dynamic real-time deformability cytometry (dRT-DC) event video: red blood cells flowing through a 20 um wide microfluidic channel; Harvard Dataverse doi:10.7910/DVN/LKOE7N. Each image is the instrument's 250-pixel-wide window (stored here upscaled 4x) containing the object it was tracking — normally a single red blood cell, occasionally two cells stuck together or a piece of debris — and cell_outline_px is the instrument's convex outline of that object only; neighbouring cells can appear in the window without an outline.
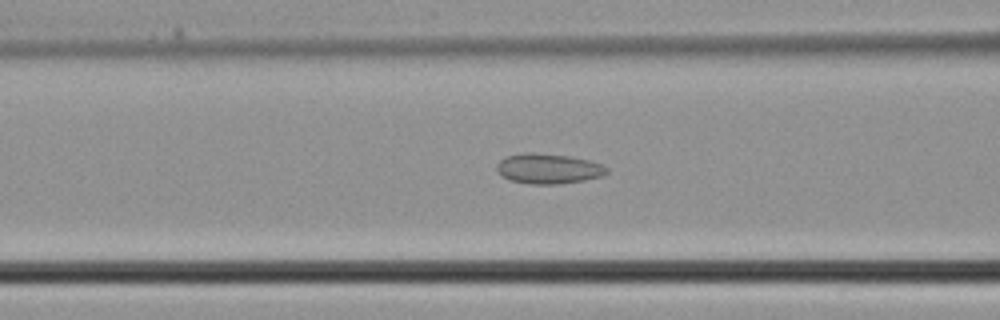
{"species": "common noctule bat (a hibernating species)", "species_latin": "Nyctalus noctula", "temperature_condition": "cold", "stored_images_in_passage": 38, "camera_frame_rate_fps": 3000, "um_per_image_px": 0.085, "animal": {"sex": "male", "body_mass_g": 21.5, "forearm_length_mm": 52.0}, "frame": {"image": 1, "passage_image": 15, "time_ms": 4.667, "image_size_px": [1000, 320], "cell_outline_px": [[608, 172], [604, 176], [584, 180], [556, 184], [528, 184], [512, 180], [504, 176], [496, 168], [496, 164], [500, 160], [508, 156], [528, 152], [532, 152], [568, 156], [588, 160], [604, 164], [608, 168]], "centroid_in_image_um": [46.66, 14.33], "position_along_channel_um": 119.9, "area_um2": 19.19}}
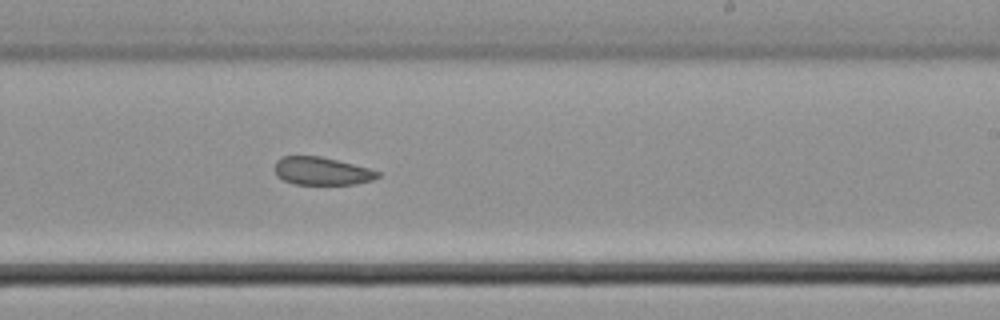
{"frame": {"image": 2, "passage_image": 23, "time_ms": 7.333, "image_size_px": [1000, 320], "cell_outline_px": [[380, 176], [372, 180], [356, 184], [296, 184], [284, 180], [276, 176], [276, 160], [284, 156], [320, 156], [368, 168], [380, 172]], "centroid_in_image_um": [27.35, 14.54], "position_along_channel_um": 261.6, "area_um2": 16.53}}
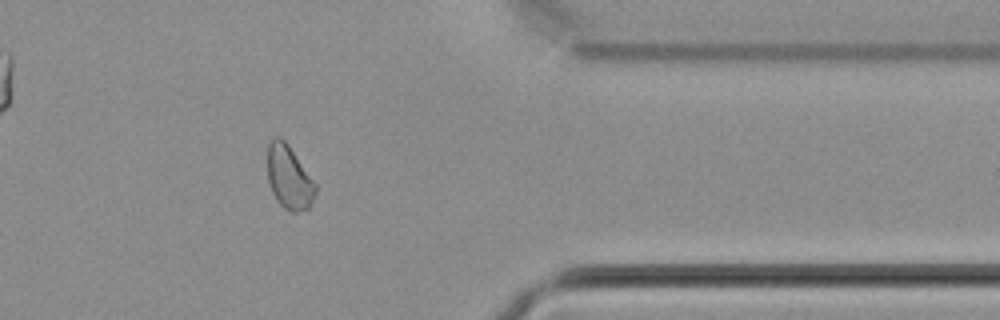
{"frame": {"image": 3, "passage_image": 31, "time_ms": 10.0, "image_size_px": [1000, 320], "cell_outline_px": [[316, 192], [308, 208], [296, 212], [292, 212], [284, 208], [276, 200], [272, 192], [268, 180], [268, 144], [272, 136], [280, 136], [288, 144], [316, 184]], "centroid_in_image_um": [24.55, 15.05], "position_along_channel_um": 386.9, "area_um2": 17.69}}